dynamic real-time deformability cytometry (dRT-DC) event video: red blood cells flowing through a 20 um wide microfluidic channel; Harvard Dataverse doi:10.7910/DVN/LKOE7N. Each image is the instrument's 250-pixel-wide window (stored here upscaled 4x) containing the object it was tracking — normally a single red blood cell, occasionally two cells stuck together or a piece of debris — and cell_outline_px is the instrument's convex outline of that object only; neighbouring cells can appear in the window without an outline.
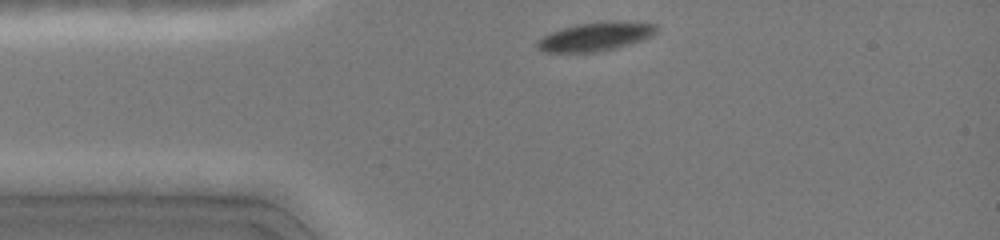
{"species": "common noctule bat (a hibernating species)", "species_latin": "Nyctalus noctula", "temperature_condition": "cold", "stored_images_in_passage": 17, "camera_frame_rate_fps": 3000, "um_per_image_px": 0.085, "animal": {"sex": "female", "body_mass_g": 19.0, "forearm_length_mm": 51.5}, "frame": {"image": 1, "passage_image": 1, "time_ms": 0.0, "image_size_px": [1000, 240], "cell_outline_px": [[656, 32], [652, 36], [616, 48], [596, 52], [544, 52], [536, 48], [536, 44], [544, 36], [552, 32], [576, 24], [604, 20], [616, 20], [656, 24]], "centroid_in_image_um": [50.63, 3.09], "position_along_channel_um": 34.4, "area_um2": 19.88}}
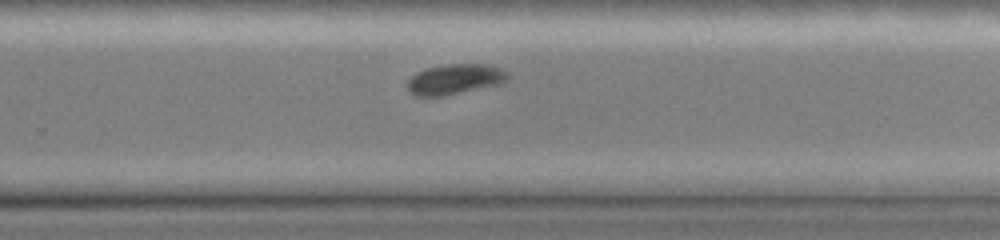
{"frame": {"image": 2, "passage_image": 12, "time_ms": 7.0, "image_size_px": [1000, 240], "cell_outline_px": [[508, 80], [500, 84], [444, 96], [416, 96], [408, 88], [408, 80], [416, 72], [440, 64], [488, 64], [500, 68], [508, 72]], "centroid_in_image_um": [38.69, 6.72], "position_along_channel_um": 291.1, "area_um2": 17.74}}
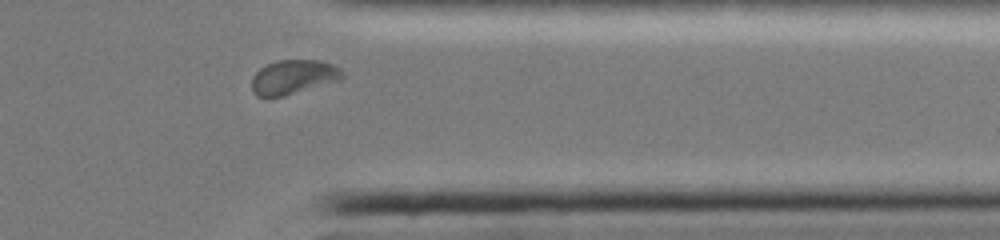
{"frame": {"image": 3, "passage_image": 16, "time_ms": 9.333, "image_size_px": [1000, 240], "cell_outline_px": [[344, 76], [340, 80], [284, 96], [256, 96], [252, 92], [252, 76], [260, 68], [268, 64], [280, 60], [320, 60], [332, 64], [340, 68], [344, 72]], "centroid_in_image_um": [24.95, 6.54], "position_along_channel_um": 386.5, "area_um2": 18.09}, "authors_computed_cell_mechanics": {"area_um2": 19.2474, "velocity_mm_per_s": 4.0401, "shape_relaxation_time_tau1_ms": 1.835, "shape_relaxation_time_tau2_ms": null, "deformation_change_tau1": 0.0636, "deformation_change_tau2": null}}